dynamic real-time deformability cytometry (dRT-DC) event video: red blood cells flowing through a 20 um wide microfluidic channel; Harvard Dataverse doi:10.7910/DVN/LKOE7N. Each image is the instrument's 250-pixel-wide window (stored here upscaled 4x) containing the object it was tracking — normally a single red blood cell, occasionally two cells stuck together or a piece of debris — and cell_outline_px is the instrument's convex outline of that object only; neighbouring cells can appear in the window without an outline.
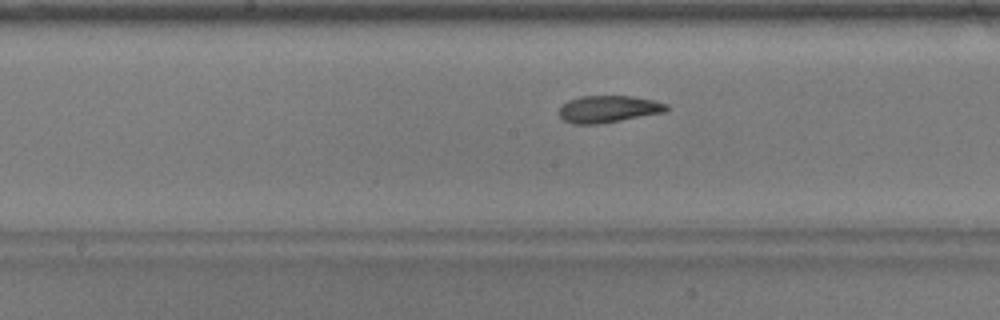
{"species": "common noctule bat (a hibernating species)", "species_latin": "Nyctalus noctula", "temperature_condition": "warm", "stored_images_in_passage": 44, "camera_frame_rate_fps": 3000, "um_per_image_px": 0.085, "animal": {"sex": "male", "body_mass_g": 17.9}, "frame": {"image": 1, "passage_image": 24, "time_ms": 7.667, "image_size_px": [1000, 320], "cell_outline_px": [[668, 108], [664, 112], [600, 124], [572, 124], [564, 120], [560, 116], [560, 108], [568, 100], [580, 96], [632, 96], [652, 100], [668, 104]], "centroid_in_image_um": [51.7, 9.27], "position_along_channel_um": 196.5, "area_um2": 16.76}}
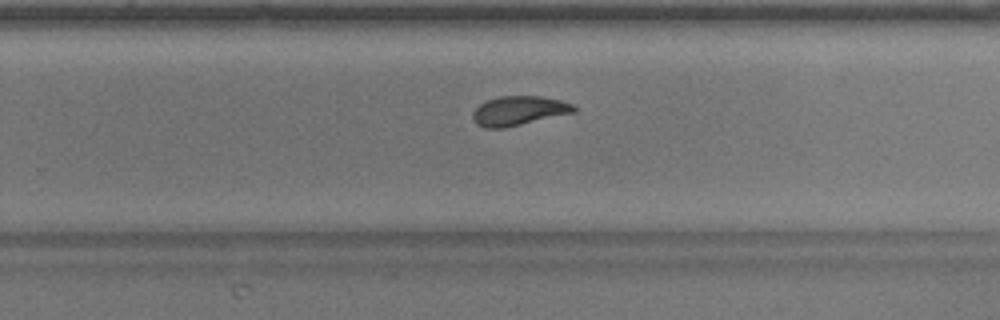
{"frame": {"image": 2, "passage_image": 31, "time_ms": 10.0, "image_size_px": [1000, 320], "cell_outline_px": [[576, 112], [504, 128], [484, 128], [476, 124], [472, 120], [472, 112], [480, 104], [488, 100], [500, 96], [540, 96], [560, 100], [572, 104], [576, 108]], "centroid_in_image_um": [44.07, 9.42], "position_along_channel_um": 285.7, "area_um2": 17.28}}
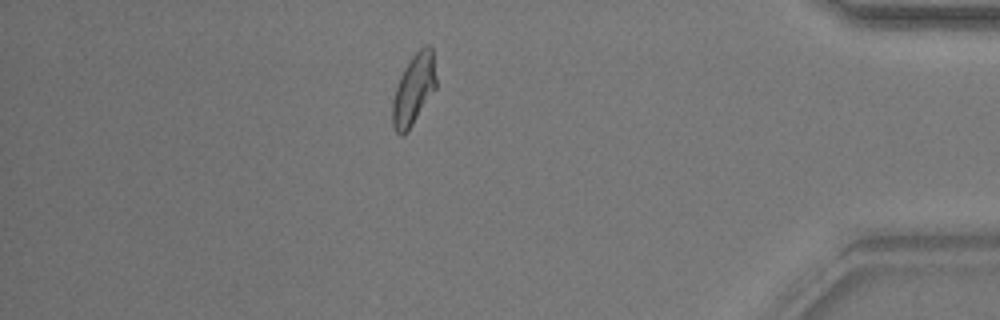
{"frame": {"image": 3, "passage_image": 43, "time_ms": 14.0, "image_size_px": [1000, 320], "cell_outline_px": [[436, 88], [408, 132], [404, 136], [400, 136], [396, 132], [392, 124], [392, 100], [400, 76], [404, 68], [412, 56], [424, 44], [428, 44], [432, 48], [436, 76]], "centroid_in_image_um": [35.16, 7.62], "position_along_channel_um": 400.0, "area_um2": 18.15}}